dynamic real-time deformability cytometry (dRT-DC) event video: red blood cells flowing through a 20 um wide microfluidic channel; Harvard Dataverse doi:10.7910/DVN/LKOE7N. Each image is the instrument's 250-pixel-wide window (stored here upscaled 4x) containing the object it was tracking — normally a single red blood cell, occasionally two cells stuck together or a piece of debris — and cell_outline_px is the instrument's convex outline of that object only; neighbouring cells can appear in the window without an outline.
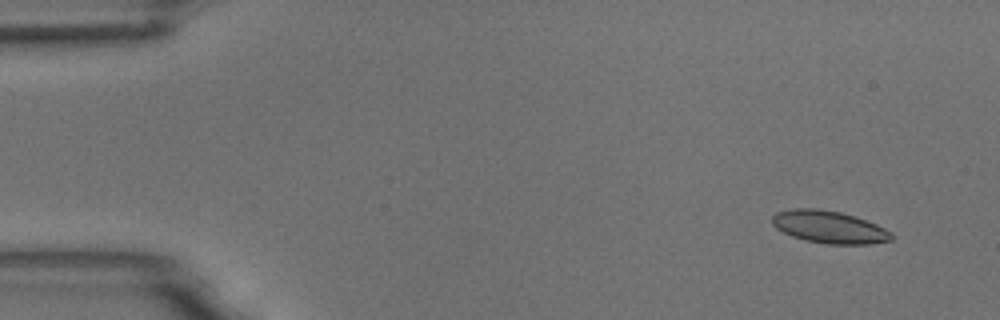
{"species": "common noctule bat (a hibernating species)", "species_latin": "Nyctalus noctula", "temperature_condition": "room temperature", "stored_images_in_passage": 6, "camera_frame_rate_fps": 3000, "um_per_image_px": 0.085, "animal": {"sex": "male", "body_mass_g": 18.8}, "frame": {"image": 1, "passage_image": 1, "time_ms": 0.0, "image_size_px": [1000, 320], "cell_outline_px": [[896, 236], [892, 240], [872, 244], [828, 244], [808, 240], [792, 236], [776, 228], [772, 224], [772, 216], [776, 212], [796, 208], [816, 208], [840, 212], [876, 224], [892, 232]], "centroid_in_image_um": [70.51, 19.3], "position_along_channel_um": 14.5, "area_um2": 22.43}}
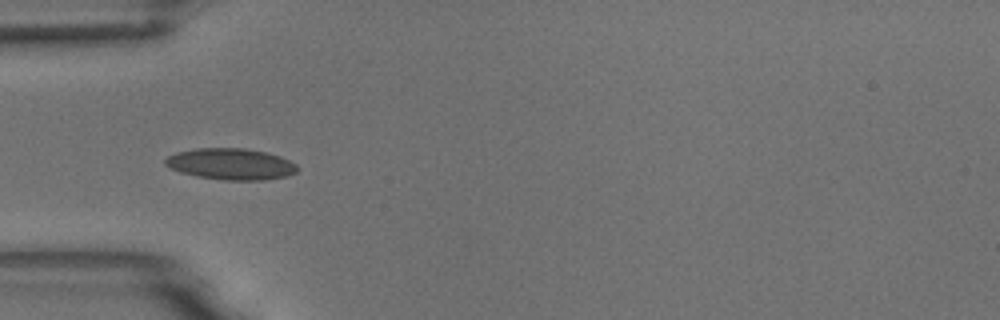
{"frame": {"image": 2, "passage_image": 5, "time_ms": 1.333, "image_size_px": [1000, 320], "cell_outline_px": [[300, 168], [296, 172], [288, 176], [264, 180], [224, 180], [196, 176], [180, 172], [164, 164], [164, 160], [168, 156], [176, 152], [196, 148], [244, 148], [264, 152], [280, 156], [296, 164]], "centroid_in_image_um": [19.63, 13.94], "position_along_channel_um": 65.4, "area_um2": 24.16}}